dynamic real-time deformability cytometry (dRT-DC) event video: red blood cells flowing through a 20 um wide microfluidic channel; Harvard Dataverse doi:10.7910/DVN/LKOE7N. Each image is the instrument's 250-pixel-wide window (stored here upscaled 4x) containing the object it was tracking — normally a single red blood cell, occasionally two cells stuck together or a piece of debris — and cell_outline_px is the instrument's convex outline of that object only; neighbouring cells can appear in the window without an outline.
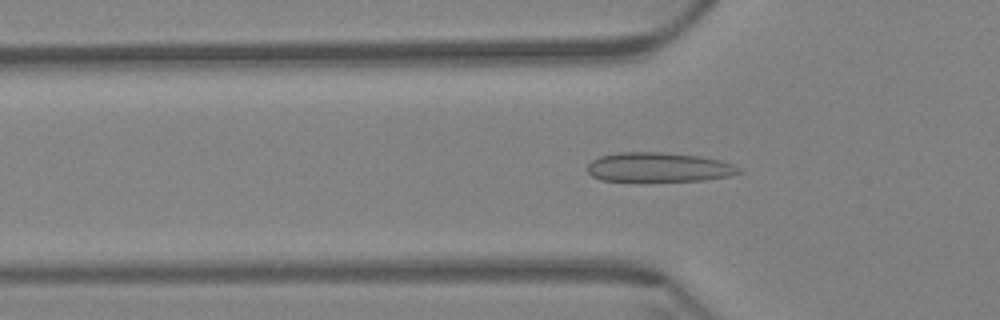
{"species": "Egyptian fruit bat (a non-hibernating species)", "species_latin": "Rousettus aegyptiacus", "temperature_condition": "warm", "stored_images_in_passage": 58, "camera_frame_rate_fps": 3000, "um_per_image_px": 0.085, "animal": {"sex": "female"}, "frame": {"image": 1, "passage_image": 18, "time_ms": 5.667, "image_size_px": [1000, 320], "cell_outline_px": [[744, 172], [732, 176], [704, 180], [600, 180], [592, 176], [588, 172], [588, 164], [592, 160], [600, 156], [620, 152], [656, 152], [696, 156], [720, 160], [732, 164], [740, 168]], "centroid_in_image_um": [56.02, 14.21], "position_along_channel_um": 69.8, "area_um2": 25.61}}
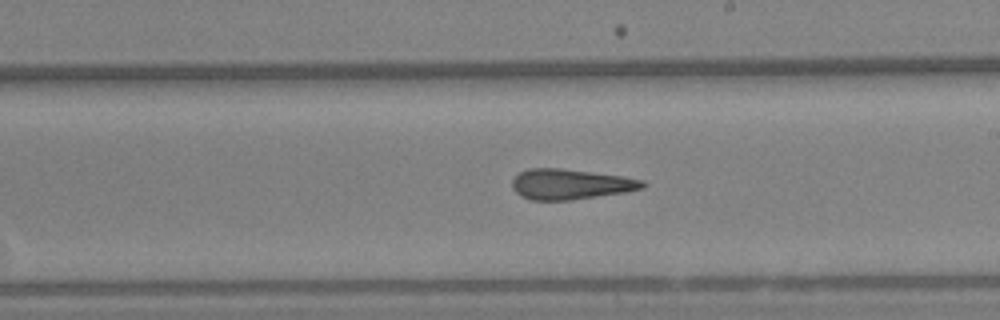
{"frame": {"image": 2, "passage_image": 33, "time_ms": 10.667, "image_size_px": [1000, 320], "cell_outline_px": [[648, 184], [644, 188], [624, 192], [572, 200], [532, 200], [520, 196], [512, 188], [512, 180], [520, 172], [528, 168], [560, 168], [624, 176], [644, 180]], "centroid_in_image_um": [48.5, 15.65], "position_along_channel_um": 240.5, "area_um2": 23.18}}
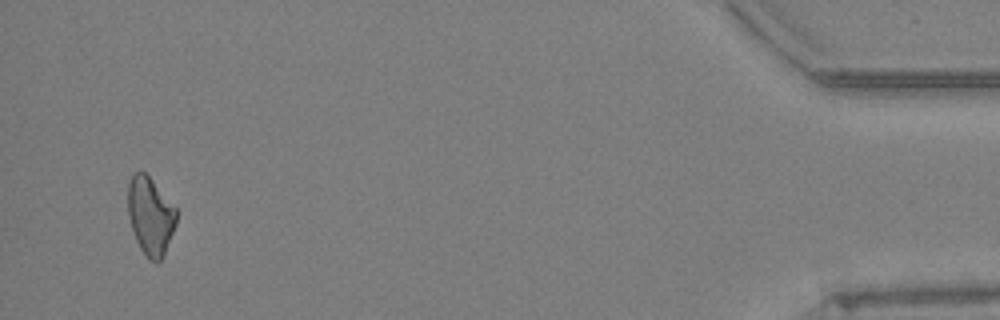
{"frame": {"image": 3, "passage_image": 56, "time_ms": 18.333, "image_size_px": [1000, 320], "cell_outline_px": [[176, 224], [164, 256], [156, 264], [148, 260], [140, 248], [136, 240], [128, 216], [128, 184], [132, 176], [136, 172], [144, 172], [152, 180], [176, 208]], "centroid_in_image_um": [12.78, 18.4], "position_along_channel_um": 422.4, "area_um2": 21.91}, "authors_computed_cell_mechanics": {"area_um2": 23.2934, "velocity_mm_per_s": 3.4191, "shape_relaxation_time_tau1_ms": null, "shape_relaxation_time_tau2_ms": 3.5097, "deformation_change_tau1": null, "deformation_change_tau2": 0.1012}}